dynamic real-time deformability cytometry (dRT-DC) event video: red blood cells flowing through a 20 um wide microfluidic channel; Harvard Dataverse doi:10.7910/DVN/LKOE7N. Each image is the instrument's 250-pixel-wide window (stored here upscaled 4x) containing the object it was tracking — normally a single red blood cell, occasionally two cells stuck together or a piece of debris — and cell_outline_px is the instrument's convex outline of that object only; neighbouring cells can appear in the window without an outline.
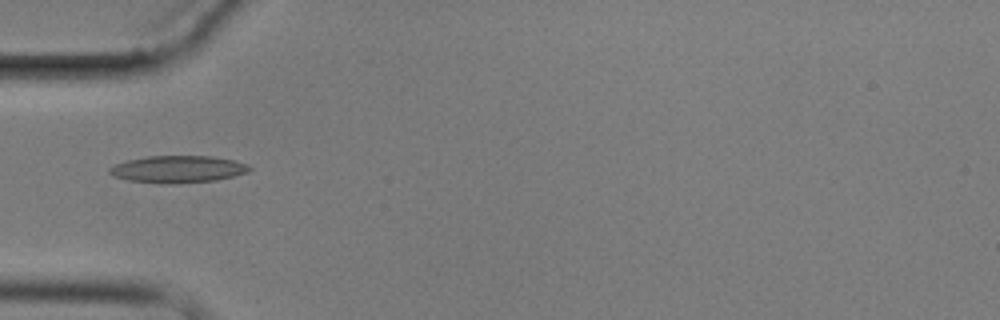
{"species": "common noctule bat (a hibernating species)", "species_latin": "Nyctalus noctula", "temperature_condition": "cold", "stored_images_in_passage": 5, "camera_frame_rate_fps": 3000, "um_per_image_px": 0.085, "animal": {"sex": "male", "body_mass_g": 17.9}, "frame": {"image": 1, "passage_image": 3, "time_ms": 2.333, "image_size_px": [1000, 320], "cell_outline_px": [[252, 168], [248, 172], [216, 180], [128, 180], [112, 176], [108, 172], [108, 168], [116, 164], [128, 160], [148, 156], [212, 156], [232, 160], [248, 164]], "centroid_in_image_um": [15.14, 14.31], "position_along_channel_um": 69.9, "area_um2": 20.69}}
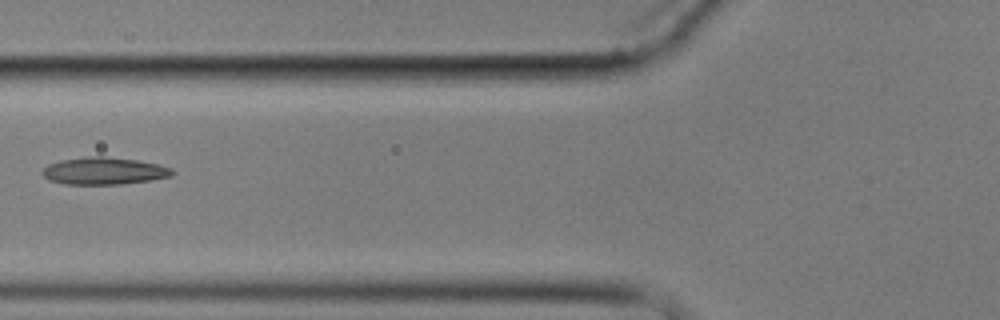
{"frame": {"image": 2, "passage_image": 4, "time_ms": 3.667, "image_size_px": [1000, 320], "cell_outline_px": [[176, 172], [172, 176], [152, 180], [120, 184], [64, 184], [48, 180], [40, 172], [48, 164], [60, 160], [88, 156], [104, 156], [136, 160], [156, 164], [172, 168]], "centroid_in_image_um": [8.83, 14.53], "position_along_channel_um": 117.0, "area_um2": 20.69}}
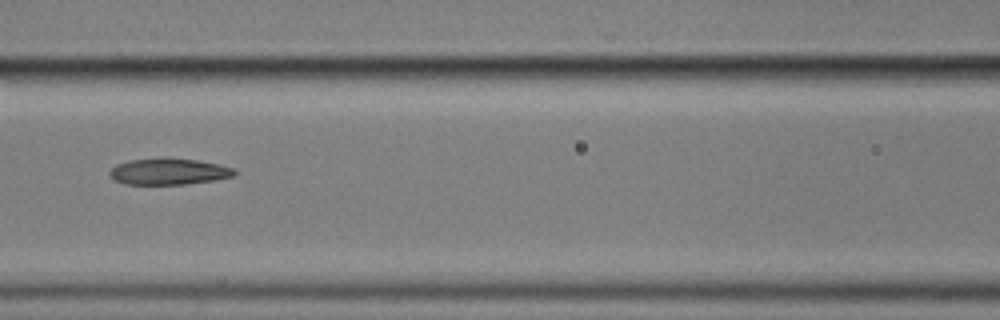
{"frame": {"image": 3, "passage_image": 5, "time_ms": 4.667, "image_size_px": [1000, 320], "cell_outline_px": [[236, 172], [232, 176], [216, 180], [184, 184], [124, 184], [112, 180], [108, 172], [116, 164], [132, 160], [168, 156], [196, 160], [220, 164], [232, 168]], "centroid_in_image_um": [14.3, 14.56], "position_along_channel_um": 152.3, "area_um2": 19.42}}